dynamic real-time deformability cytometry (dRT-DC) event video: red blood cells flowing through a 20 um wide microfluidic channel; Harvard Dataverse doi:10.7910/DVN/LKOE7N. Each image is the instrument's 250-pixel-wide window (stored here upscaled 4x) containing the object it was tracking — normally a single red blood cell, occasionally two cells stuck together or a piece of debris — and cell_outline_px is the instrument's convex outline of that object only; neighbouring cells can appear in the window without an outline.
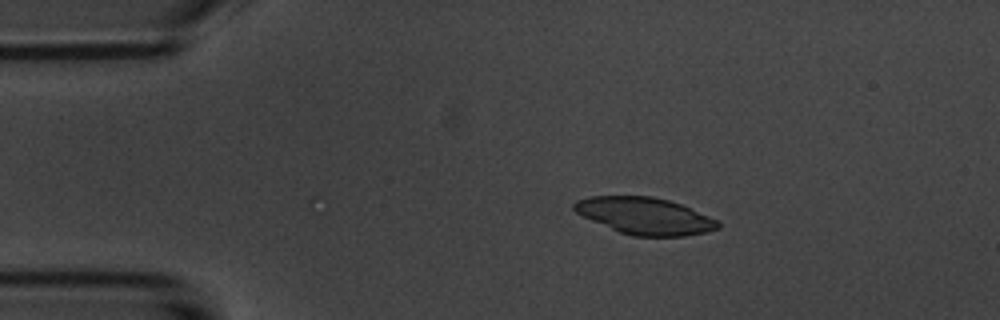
{"species": "common noctule bat (a hibernating species)", "species_latin": "Nyctalus noctula", "temperature_condition": "room temperature", "stored_images_in_passage": 2, "camera_frame_rate_fps": 3000, "um_per_image_px": 0.085, "animal": {"sex": "male", "body_mass_g": 20.1, "forearm_length_mm": 53.5}, "frame": {"image": 1, "passage_image": 2, "time_ms": 1.333, "image_size_px": [1000, 320], "cell_outline_px": [[720, 228], [704, 232], [684, 236], [632, 236], [620, 232], [592, 220], [576, 212], [572, 208], [572, 204], [576, 200], [588, 196], [652, 196], [668, 200], [680, 204], [708, 216], [716, 220], [720, 224]], "centroid_in_image_um": [54.78, 18.34], "position_along_channel_um": 30.2, "area_um2": 30.58}}